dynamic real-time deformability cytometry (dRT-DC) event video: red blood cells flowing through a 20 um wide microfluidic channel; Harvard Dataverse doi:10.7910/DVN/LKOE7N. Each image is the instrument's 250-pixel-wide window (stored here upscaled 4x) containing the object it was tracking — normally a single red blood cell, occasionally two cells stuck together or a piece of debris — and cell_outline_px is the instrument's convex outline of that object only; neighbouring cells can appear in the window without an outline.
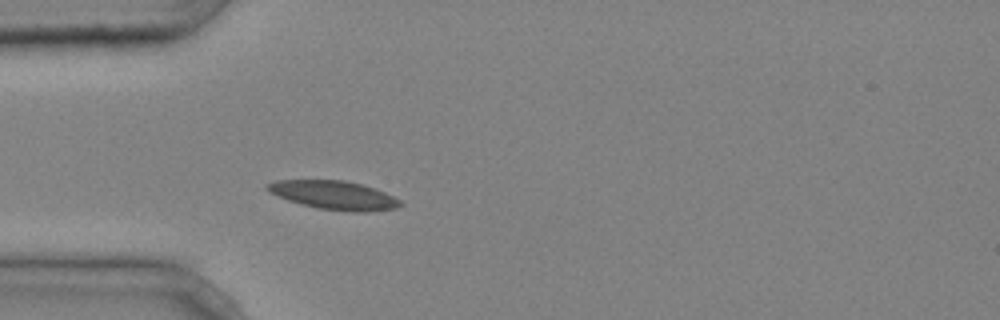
{"species": "common noctule bat (a hibernating species)", "species_latin": "Nyctalus noctula", "temperature_condition": "cold", "stored_images_in_passage": 5, "camera_frame_rate_fps": 3000, "um_per_image_px": 0.085, "animal": {"sex": "male", "body_mass_g": 20.4}, "frame": {"image": 1, "passage_image": 5, "time_ms": 1.333, "image_size_px": [1000, 320], "cell_outline_px": [[404, 204], [396, 208], [368, 212], [352, 212], [316, 208], [300, 204], [288, 200], [268, 192], [264, 188], [264, 184], [276, 180], [344, 180], [360, 184], [384, 192], [400, 200]], "centroid_in_image_um": [28.34, 16.59], "position_along_channel_um": 56.7, "area_um2": 22.31}}